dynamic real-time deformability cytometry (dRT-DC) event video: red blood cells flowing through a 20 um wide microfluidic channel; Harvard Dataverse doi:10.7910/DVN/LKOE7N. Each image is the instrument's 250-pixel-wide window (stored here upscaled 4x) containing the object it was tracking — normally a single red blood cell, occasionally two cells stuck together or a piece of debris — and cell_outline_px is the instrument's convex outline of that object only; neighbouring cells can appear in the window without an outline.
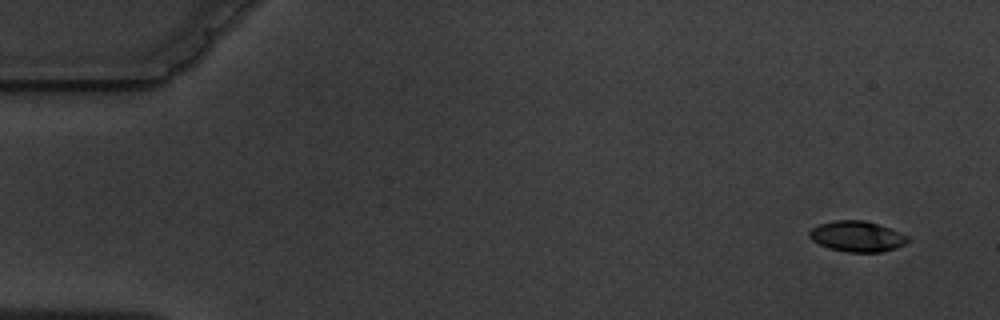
{"species": "common noctule bat (a hibernating species)", "species_latin": "Nyctalus noctula", "temperature_condition": "warm", "stored_images_in_passage": 5, "camera_frame_rate_fps": 3000, "um_per_image_px": 0.085, "animal": {"sex": "male", "body_mass_g": 19.5, "forearm_length_mm": 54.6}, "frame": {"image": 1, "passage_image": 1, "time_ms": 0.0, "image_size_px": [1000, 320], "cell_outline_px": [[908, 240], [904, 244], [896, 248], [880, 252], [848, 252], [828, 248], [812, 240], [808, 236], [808, 232], [812, 228], [820, 224], [836, 220], [864, 220], [900, 232], [908, 236]], "centroid_in_image_um": [72.82, 20.1], "position_along_channel_um": 12.2, "area_um2": 17.4}}
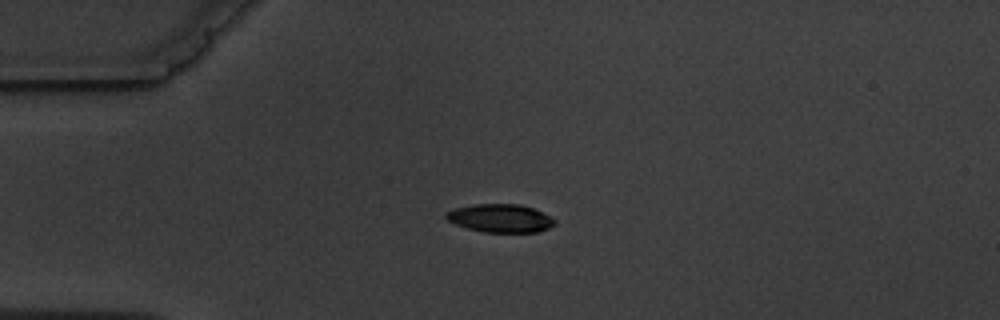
{"frame": {"image": 2, "passage_image": 4, "time_ms": 3.667, "image_size_px": [1000, 320], "cell_outline_px": [[556, 224], [548, 228], [536, 232], [484, 232], [468, 228], [456, 224], [448, 220], [444, 216], [452, 208], [472, 204], [520, 204], [532, 208], [552, 216], [556, 220]], "centroid_in_image_um": [42.54, 18.54], "position_along_channel_um": 42.5, "area_um2": 17.92}}